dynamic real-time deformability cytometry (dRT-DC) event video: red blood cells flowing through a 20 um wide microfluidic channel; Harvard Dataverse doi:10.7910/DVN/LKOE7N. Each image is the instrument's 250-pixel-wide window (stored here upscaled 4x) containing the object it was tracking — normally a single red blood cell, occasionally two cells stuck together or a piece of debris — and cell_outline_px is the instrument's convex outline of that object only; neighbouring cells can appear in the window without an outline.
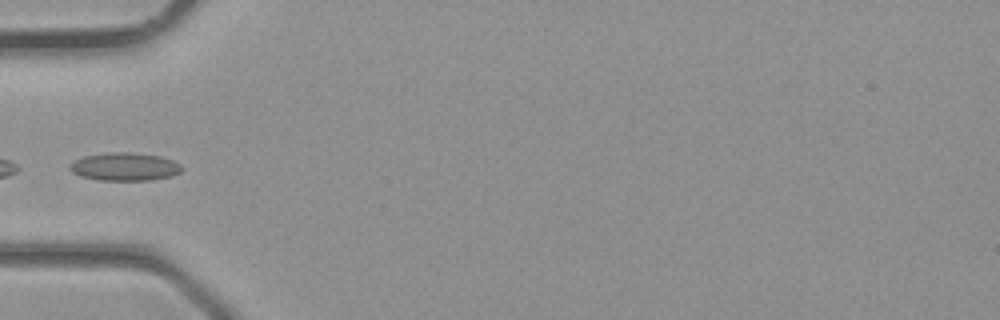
{"species": "common noctule bat (a hibernating species)", "species_latin": "Nyctalus noctula", "temperature_condition": "room temperature", "stored_images_in_passage": 4, "camera_frame_rate_fps": 3000, "um_per_image_px": 0.085, "animal": {"sex": "male", "body_mass_g": 23.1, "forearm_length_mm": 52.7}, "frame": {"image": 1, "passage_image": 4, "time_ms": 1.0, "image_size_px": [1000, 320], "cell_outline_px": [[184, 168], [180, 172], [172, 176], [148, 180], [100, 180], [80, 176], [72, 172], [68, 168], [68, 164], [72, 160], [84, 156], [108, 152], [132, 152], [160, 156], [172, 160], [180, 164]], "centroid_in_image_um": [10.57, 14.16], "position_along_channel_um": 74.4, "area_um2": 18.5}}